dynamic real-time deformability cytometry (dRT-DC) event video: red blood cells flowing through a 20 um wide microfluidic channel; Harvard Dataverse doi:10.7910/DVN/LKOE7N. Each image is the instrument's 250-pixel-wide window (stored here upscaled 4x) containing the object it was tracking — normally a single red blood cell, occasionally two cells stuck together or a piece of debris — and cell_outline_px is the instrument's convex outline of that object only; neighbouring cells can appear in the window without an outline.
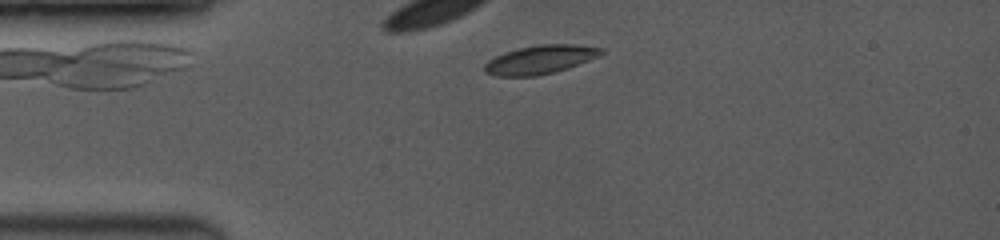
{"species": "common noctule bat (a hibernating species)", "species_latin": "Nyctalus noctula", "temperature_condition": "room temperature", "stored_images_in_passage": 8, "camera_frame_rate_fps": 3500, "um_per_image_px": 0.085, "animal": {"sex": "female", "body_mass_g": 19.0, "forearm_length_mm": 53.3}, "frame": {"image": 1, "passage_image": 2, "time_ms": 0.571, "image_size_px": [1000, 240], "cell_outline_px": [[604, 52], [600, 56], [568, 68], [556, 72], [536, 76], [496, 76], [484, 72], [484, 64], [488, 60], [496, 56], [520, 48], [540, 44], [572, 44], [604, 48]], "centroid_in_image_um": [45.94, 5.07], "position_along_channel_um": 39.1, "area_um2": 19.42}}